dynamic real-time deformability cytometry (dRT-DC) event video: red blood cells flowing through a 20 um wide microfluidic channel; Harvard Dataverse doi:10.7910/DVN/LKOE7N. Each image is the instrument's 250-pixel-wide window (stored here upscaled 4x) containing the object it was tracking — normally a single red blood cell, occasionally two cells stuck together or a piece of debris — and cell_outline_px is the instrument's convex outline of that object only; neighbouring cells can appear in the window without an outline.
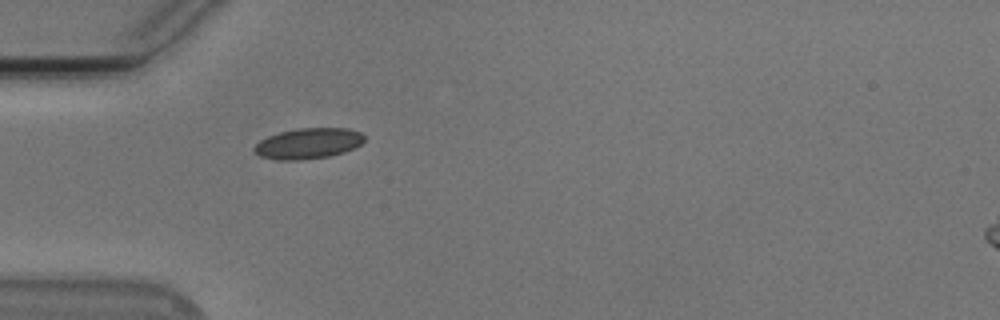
{"species": "Egyptian fruit bat (a non-hibernating species)", "species_latin": "Rousettus aegyptiacus", "temperature_condition": "cold", "stored_images_in_passage": 39, "camera_frame_rate_fps": 3000, "um_per_image_px": 0.085, "animal": {"sex": "male"}, "frame": {"image": 1, "passage_image": 1, "time_ms": 0.0, "image_size_px": [1000, 320], "cell_outline_px": [[364, 140], [360, 144], [344, 152], [328, 156], [304, 160], [276, 160], [260, 156], [252, 148], [260, 140], [268, 136], [280, 132], [296, 128], [348, 128], [360, 132], [364, 136]], "centroid_in_image_um": [26.18, 12.19], "position_along_channel_um": 58.8, "area_um2": 19.65}}
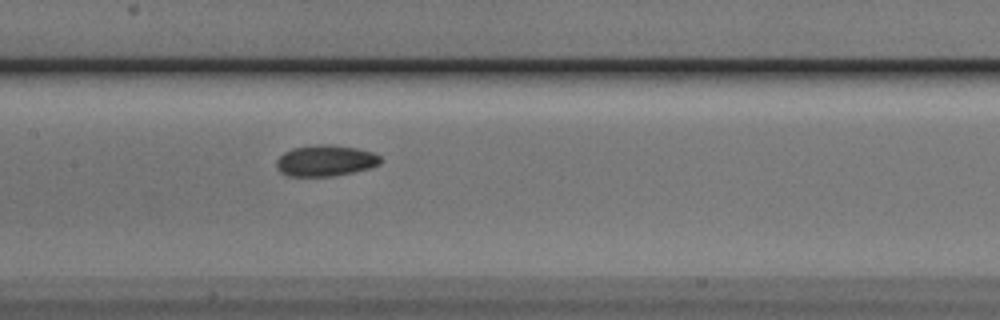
{"frame": {"image": 2, "passage_image": 11, "time_ms": 3.333, "image_size_px": [1000, 320], "cell_outline_px": [[384, 160], [380, 164], [368, 168], [352, 172], [332, 176], [288, 176], [280, 172], [276, 168], [276, 160], [284, 152], [292, 148], [316, 144], [328, 144], [356, 148], [372, 152], [380, 156]], "centroid_in_image_um": [27.65, 13.65], "position_along_channel_um": 179.8, "area_um2": 18.96}}
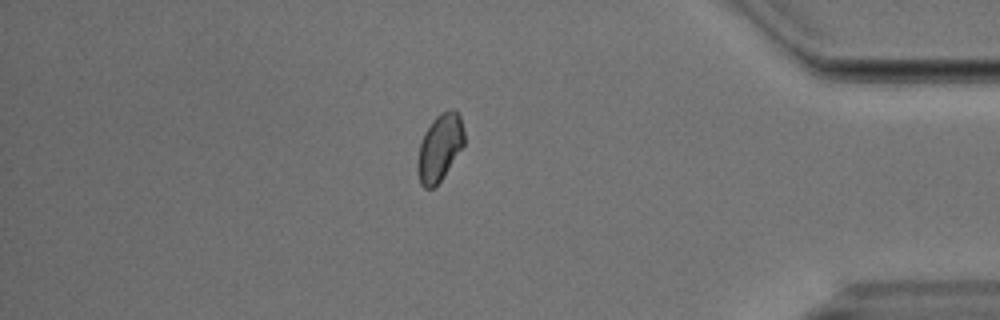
{"frame": {"image": 3, "passage_image": 31, "time_ms": 10.0, "image_size_px": [1000, 320], "cell_outline_px": [[464, 144], [440, 180], [432, 188], [424, 188], [420, 184], [416, 168], [416, 164], [420, 144], [432, 120], [440, 112], [456, 112], [460, 116], [464, 132]], "centroid_in_image_um": [37.34, 12.57], "position_along_channel_um": 397.9, "area_um2": 17.63}, "authors_computed_cell_mechanics": {"area_um2": 18.3226, "velocity_mm_per_s": 3.7627, "shape_relaxation_time_tau1_ms": 5.4931, "shape_relaxation_time_tau2_ms": 2.6702, "deformation_change_tau1": 0.09, "deformation_change_tau2": 0.0505}}